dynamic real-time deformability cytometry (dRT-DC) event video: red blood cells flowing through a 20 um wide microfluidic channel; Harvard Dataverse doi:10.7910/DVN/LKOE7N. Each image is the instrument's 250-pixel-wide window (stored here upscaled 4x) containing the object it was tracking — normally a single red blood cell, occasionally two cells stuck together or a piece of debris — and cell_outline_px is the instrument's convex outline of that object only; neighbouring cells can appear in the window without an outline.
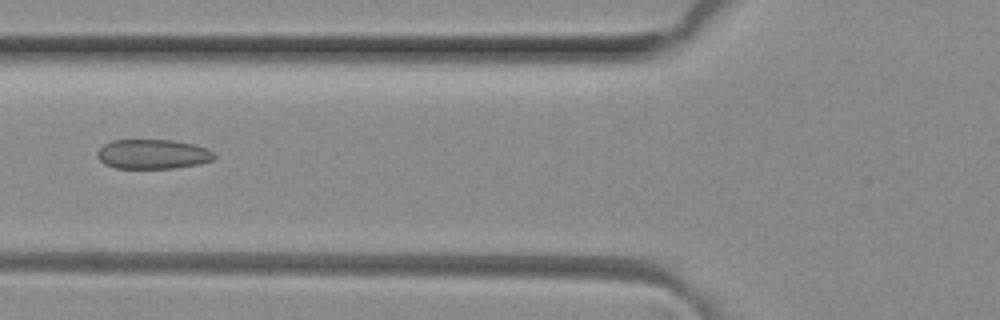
{"species": "common noctule bat (a hibernating species)", "species_latin": "Nyctalus noctula", "temperature_condition": "room temperature", "stored_images_in_passage": 6, "camera_frame_rate_fps": 3000, "um_per_image_px": 0.085, "animal": {"sex": "female", "body_mass_g": 29.2, "forearm_length_mm": 56.3}, "frame": {"image": 1, "passage_image": 6, "time_ms": 1.667, "image_size_px": [1000, 320], "cell_outline_px": [[216, 156], [212, 160], [200, 164], [176, 168], [116, 168], [104, 164], [96, 156], [96, 152], [104, 144], [112, 140], [172, 140], [192, 144], [204, 148], [212, 152]], "centroid_in_image_um": [12.95, 13.11], "position_along_channel_um": 112.9, "area_um2": 20.11}}